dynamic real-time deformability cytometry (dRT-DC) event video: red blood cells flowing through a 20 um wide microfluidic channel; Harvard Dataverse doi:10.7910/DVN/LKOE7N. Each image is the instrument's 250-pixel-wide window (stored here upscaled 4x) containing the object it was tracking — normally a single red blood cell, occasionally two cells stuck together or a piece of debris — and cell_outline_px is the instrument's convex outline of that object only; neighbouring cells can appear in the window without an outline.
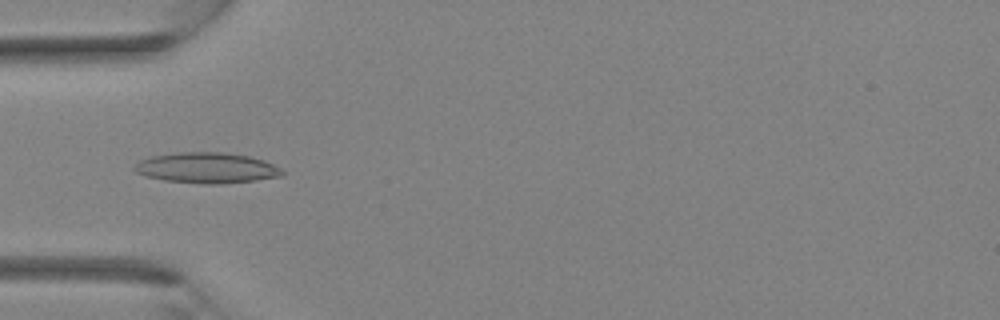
{"species": "Egyptian fruit bat (a non-hibernating species)", "species_latin": "Rousettus aegyptiacus", "temperature_condition": "room temperature", "stored_images_in_passage": 25, "camera_frame_rate_fps": 3000, "um_per_image_px": 0.085, "animal": {"sex": "female"}, "frame": {"image": 1, "passage_image": 5, "time_ms": 1.333, "image_size_px": [1000, 320], "cell_outline_px": [[284, 176], [256, 180], [220, 184], [204, 184], [164, 180], [148, 176], [136, 172], [132, 168], [140, 160], [152, 156], [176, 152], [220, 152], [248, 156], [264, 160], [280, 168], [284, 172]], "centroid_in_image_um": [17.59, 14.27], "position_along_channel_um": 67.4, "area_um2": 26.3}}
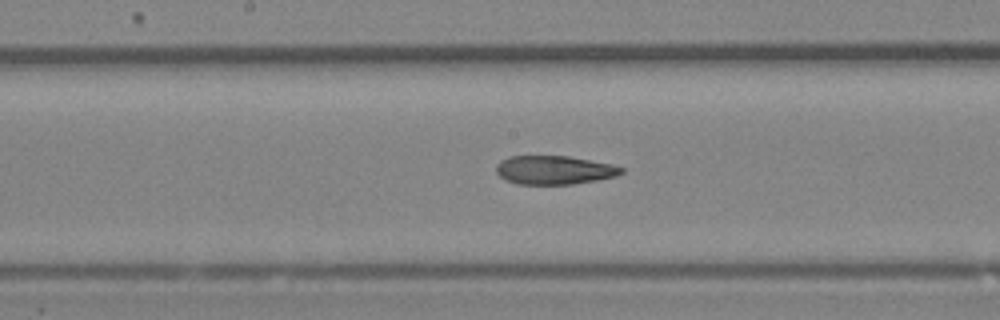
{"frame": {"image": 2, "passage_image": 12, "time_ms": 3.667, "image_size_px": [1000, 320], "cell_outline_px": [[624, 172], [616, 176], [596, 180], [572, 184], [516, 184], [504, 180], [496, 172], [496, 164], [500, 160], [508, 156], [568, 156], [612, 164], [624, 168]], "centroid_in_image_um": [47.08, 14.45], "position_along_channel_um": 201.1, "area_um2": 21.04}}
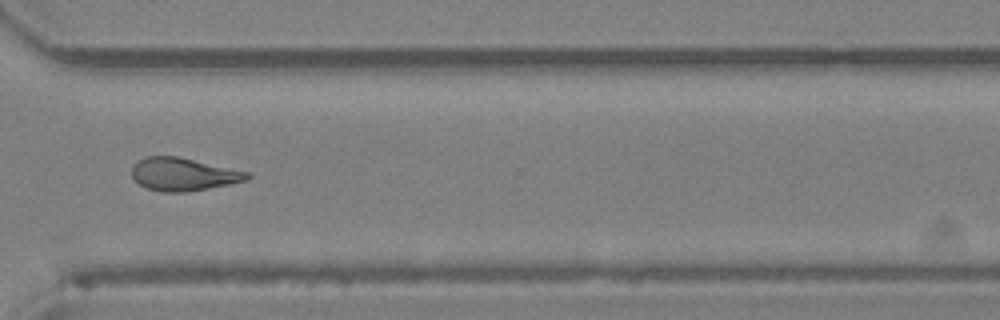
{"frame": {"image": 3, "passage_image": 20, "time_ms": 6.333, "image_size_px": [1000, 320], "cell_outline_px": [[252, 176], [248, 180], [208, 188], [184, 192], [160, 192], [144, 188], [132, 176], [132, 168], [144, 156], [176, 156], [248, 172]], "centroid_in_image_um": [15.57, 14.82], "position_along_channel_um": 355.0, "area_um2": 21.85}}